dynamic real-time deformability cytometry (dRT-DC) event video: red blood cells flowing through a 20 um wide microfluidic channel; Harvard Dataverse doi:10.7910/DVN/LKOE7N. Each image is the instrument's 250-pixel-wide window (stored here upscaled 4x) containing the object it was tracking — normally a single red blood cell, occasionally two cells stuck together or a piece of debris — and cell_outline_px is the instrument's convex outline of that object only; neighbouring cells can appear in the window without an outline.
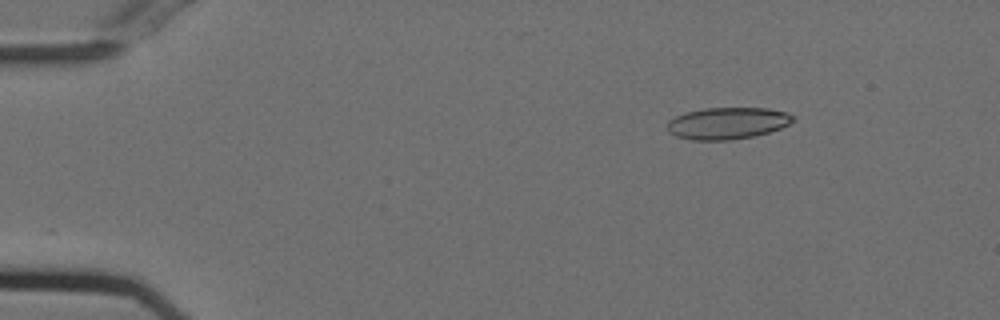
{"species": "Egyptian fruit bat (a non-hibernating species)", "species_latin": "Rousettus aegyptiacus", "temperature_condition": "cold", "stored_images_in_passage": 14, "camera_frame_rate_fps": 3000, "um_per_image_px": 0.085, "animal": {"sex": "female"}, "frame": {"image": 1, "passage_image": 2, "time_ms": 0.333, "image_size_px": [1000, 320], "cell_outline_px": [[796, 116], [788, 124], [780, 128], [768, 132], [752, 136], [732, 140], [692, 140], [676, 136], [668, 132], [668, 120], [676, 116], [688, 112], [704, 108], [768, 108], [788, 112]], "centroid_in_image_um": [61.84, 10.47], "position_along_channel_um": 23.2, "area_um2": 23.24}}
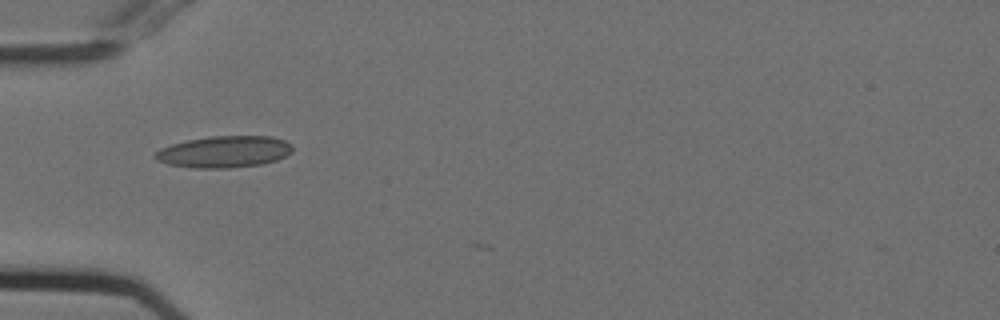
{"frame": {"image": 2, "passage_image": 12, "time_ms": 3.667, "image_size_px": [1000, 320], "cell_outline_px": [[292, 152], [276, 160], [264, 164], [228, 168], [196, 168], [168, 164], [156, 160], [152, 156], [160, 148], [172, 144], [188, 140], [208, 136], [272, 136], [284, 140], [292, 144]], "centroid_in_image_um": [19.06, 12.9], "position_along_channel_um": 65.9, "area_um2": 25.43}}